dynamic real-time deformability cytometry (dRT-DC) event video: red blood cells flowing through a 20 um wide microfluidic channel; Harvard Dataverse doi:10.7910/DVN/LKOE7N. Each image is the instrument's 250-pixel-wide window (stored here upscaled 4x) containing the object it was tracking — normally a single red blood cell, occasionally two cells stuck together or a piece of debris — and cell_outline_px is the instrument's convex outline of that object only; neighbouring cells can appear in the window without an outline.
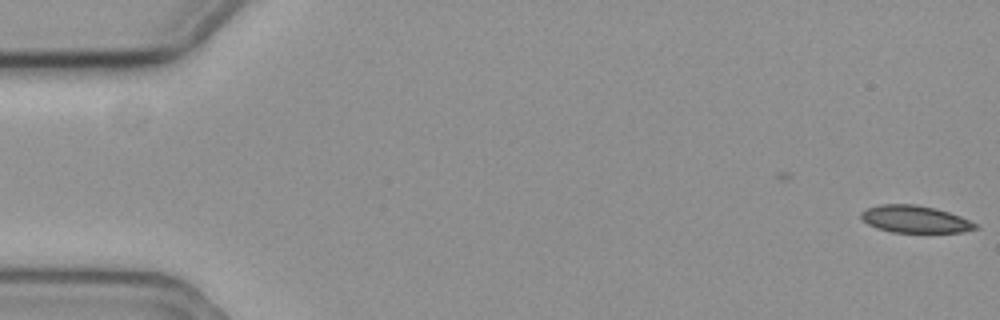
{"species": "common noctule bat (a hibernating species)", "species_latin": "Nyctalus noctula", "temperature_condition": "cold", "stored_images_in_passage": 6, "camera_frame_rate_fps": 3000, "um_per_image_px": 0.085, "animal": {"sex": "female", "body_mass_g": 19.3, "forearm_length_mm": 54.1}, "frame": {"image": 1, "passage_image": 6, "time_ms": 1.667, "image_size_px": [1000, 320], "cell_outline_px": [[980, 228], [960, 232], [892, 232], [876, 228], [868, 224], [860, 216], [860, 212], [868, 208], [880, 204], [916, 204], [936, 208], [960, 216], [976, 224]], "centroid_in_image_um": [77.76, 18.62], "position_along_channel_um": 7.2, "area_um2": 18.03}}